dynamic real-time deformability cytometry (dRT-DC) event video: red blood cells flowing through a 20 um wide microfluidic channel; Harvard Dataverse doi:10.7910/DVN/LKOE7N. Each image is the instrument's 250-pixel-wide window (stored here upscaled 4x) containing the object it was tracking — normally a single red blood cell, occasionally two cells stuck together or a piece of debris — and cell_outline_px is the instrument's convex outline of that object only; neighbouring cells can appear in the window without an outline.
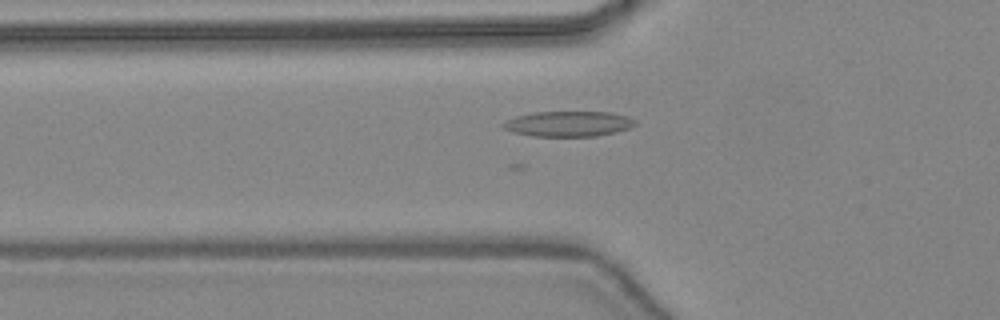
{"species": "common noctule bat (a hibernating species)", "species_latin": "Nyctalus noctula", "temperature_condition": "warm", "stored_images_in_passage": 30, "camera_frame_rate_fps": 3000, "um_per_image_px": 0.085, "animal": {"sex": "female", "body_mass_g": 24.6, "forearm_length_mm": 56.2}, "frame": {"image": 1, "passage_image": 11, "time_ms": 3.333, "image_size_px": [1000, 320], "cell_outline_px": [[636, 124], [628, 128], [616, 132], [596, 136], [532, 136], [512, 132], [504, 128], [500, 124], [504, 120], [516, 116], [532, 112], [608, 112], [628, 116], [636, 120]], "centroid_in_image_um": [48.28, 10.52], "position_along_channel_um": 77.5, "area_um2": 19.59}}
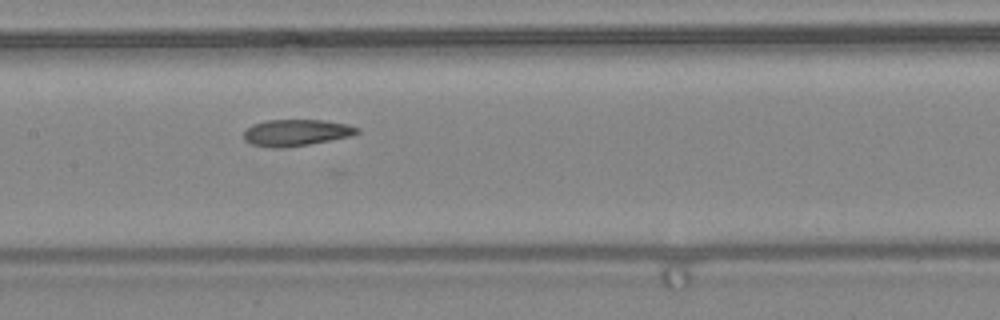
{"frame": {"image": 2, "passage_image": 18, "time_ms": 5.667, "image_size_px": [1000, 320], "cell_outline_px": [[360, 132], [352, 136], [308, 144], [272, 148], [252, 144], [244, 140], [244, 132], [252, 124], [268, 120], [324, 120], [348, 124], [360, 128]], "centroid_in_image_um": [25.21, 11.26], "position_along_channel_um": 182.2, "area_um2": 17.4}}
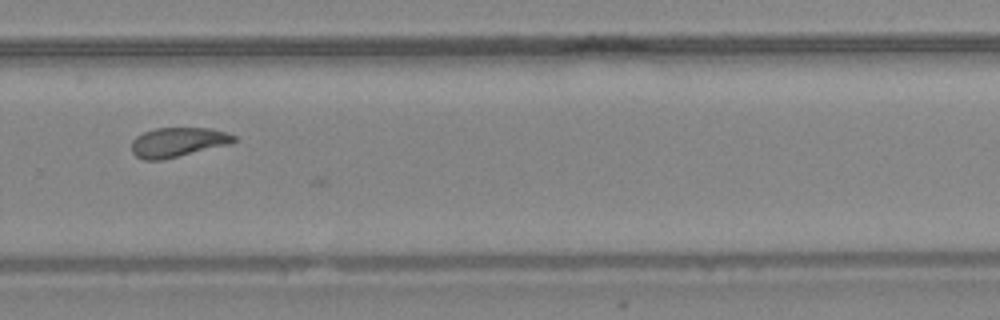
{"frame": {"image": 3, "passage_image": 27, "time_ms": 8.667, "image_size_px": [1000, 320], "cell_outline_px": [[236, 140], [232, 144], [160, 160], [144, 160], [136, 156], [132, 152], [132, 140], [136, 136], [144, 132], [156, 128], [212, 128], [236, 136]], "centroid_in_image_um": [15.13, 12.08], "position_along_channel_um": 314.7, "area_um2": 17.57}}